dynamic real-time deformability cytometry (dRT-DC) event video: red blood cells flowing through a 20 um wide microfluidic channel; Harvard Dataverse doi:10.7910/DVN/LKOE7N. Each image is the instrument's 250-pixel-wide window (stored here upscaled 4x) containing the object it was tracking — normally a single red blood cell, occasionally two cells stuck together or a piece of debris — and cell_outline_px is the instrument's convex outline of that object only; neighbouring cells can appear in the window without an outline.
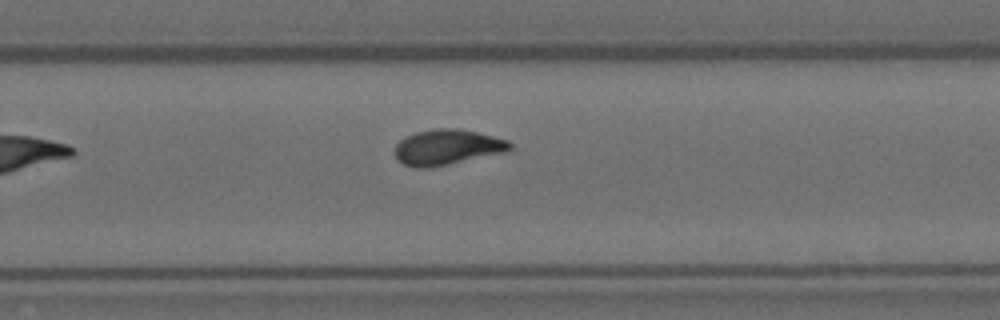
{"species": "Egyptian fruit bat (a non-hibernating species)", "species_latin": "Rousettus aegyptiacus", "temperature_condition": "room temperature", "stored_images_in_passage": 11, "camera_frame_rate_fps": 3000, "um_per_image_px": 0.085, "animal": {"sex": "female"}, "frame": {"image": 1, "passage_image": 11, "time_ms": 3.333, "image_size_px": [1000, 320], "cell_outline_px": [[512, 148], [508, 152], [432, 168], [412, 168], [400, 164], [396, 160], [396, 144], [400, 140], [416, 132], [432, 128], [452, 128], [476, 132], [508, 140], [512, 144]], "centroid_in_image_um": [38.01, 12.54], "position_along_channel_um": 291.8, "area_um2": 24.1}}